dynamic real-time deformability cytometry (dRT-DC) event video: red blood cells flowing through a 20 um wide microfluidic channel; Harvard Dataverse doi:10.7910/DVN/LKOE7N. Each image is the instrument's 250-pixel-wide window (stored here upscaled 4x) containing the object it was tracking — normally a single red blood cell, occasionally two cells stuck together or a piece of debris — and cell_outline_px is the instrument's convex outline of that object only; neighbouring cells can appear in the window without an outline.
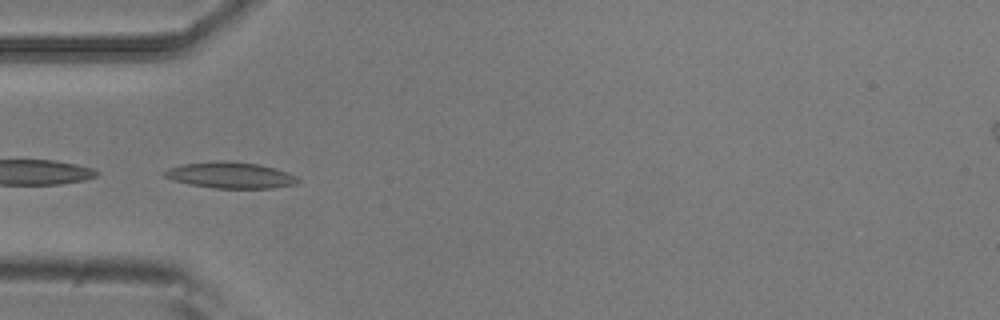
{"species": "common noctule bat (a hibernating species)", "species_latin": "Nyctalus noctula", "temperature_condition": "room temperature", "stored_images_in_passage": 6, "camera_frame_rate_fps": 3000, "um_per_image_px": 0.085, "animal": {"sex": "male", "body_mass_g": 20.5, "forearm_length_mm": 52.5}, "frame": {"image": 1, "passage_image": 1, "time_ms": 0.0, "image_size_px": [1000, 320], "cell_outline_px": [[300, 180], [296, 184], [272, 188], [216, 188], [188, 184], [164, 176], [160, 172], [168, 168], [180, 164], [216, 160], [228, 160], [260, 164], [276, 168], [288, 172], [296, 176]], "centroid_in_image_um": [19.58, 14.87], "position_along_channel_um": 65.4, "area_um2": 20.63}}
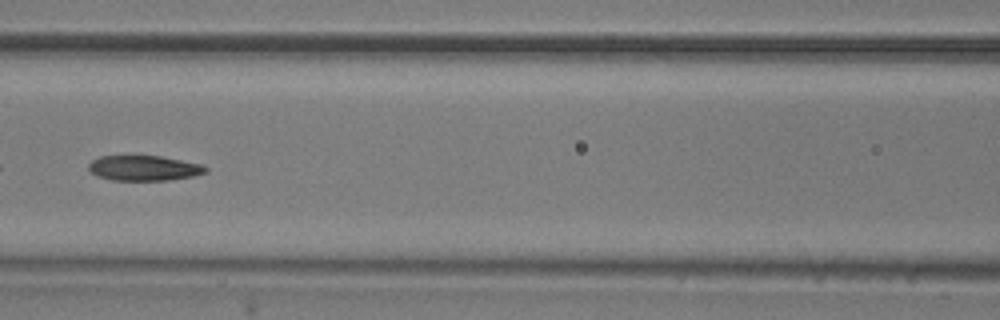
{"frame": {"image": 2, "passage_image": 3, "time_ms": 0.667, "image_size_px": [1000, 320], "cell_outline_px": [[208, 172], [192, 176], [168, 180], [112, 180], [96, 176], [88, 168], [88, 164], [92, 160], [100, 156], [160, 156], [200, 164], [208, 168]], "centroid_in_image_um": [12.22, 14.29], "position_along_channel_um": 154.4, "area_um2": 17.05}}
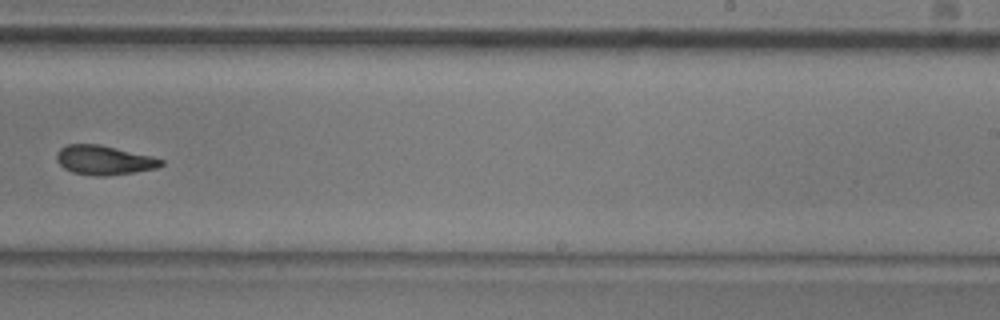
{"frame": {"image": 3, "passage_image": 6, "time_ms": 1.667, "image_size_px": [1000, 320], "cell_outline_px": [[164, 164], [156, 168], [132, 172], [104, 176], [96, 176], [72, 172], [64, 168], [56, 160], [56, 152], [60, 148], [68, 144], [100, 144], [164, 160]], "centroid_in_image_um": [8.78, 13.61], "position_along_channel_um": 280.2, "area_um2": 17.57}}